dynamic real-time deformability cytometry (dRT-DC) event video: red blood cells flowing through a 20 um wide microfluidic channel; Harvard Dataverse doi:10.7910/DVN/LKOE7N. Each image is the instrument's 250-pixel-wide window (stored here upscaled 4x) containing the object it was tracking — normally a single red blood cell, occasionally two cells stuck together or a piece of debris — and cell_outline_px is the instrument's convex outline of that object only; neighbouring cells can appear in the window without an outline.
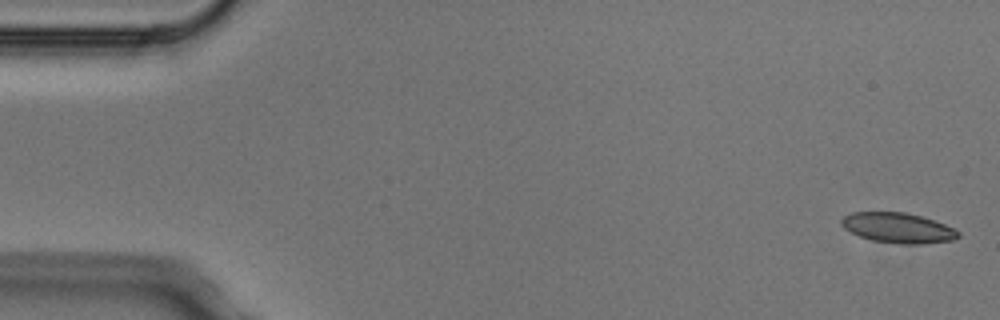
{"species": "Egyptian fruit bat (a non-hibernating species)", "species_latin": "Rousettus aegyptiacus", "temperature_condition": "cold", "stored_images_in_passage": 4, "camera_frame_rate_fps": 3000, "um_per_image_px": 0.085, "animal": {"sex": "male"}, "frame": {"image": 1, "passage_image": 1, "time_ms": 0.0, "image_size_px": [1000, 320], "cell_outline_px": [[960, 236], [952, 240], [924, 244], [900, 244], [872, 240], [860, 236], [844, 228], [840, 224], [840, 220], [844, 216], [852, 212], [904, 212], [920, 216], [944, 224], [960, 232]], "centroid_in_image_um": [76.31, 19.37], "position_along_channel_um": 8.7, "area_um2": 20.4}}